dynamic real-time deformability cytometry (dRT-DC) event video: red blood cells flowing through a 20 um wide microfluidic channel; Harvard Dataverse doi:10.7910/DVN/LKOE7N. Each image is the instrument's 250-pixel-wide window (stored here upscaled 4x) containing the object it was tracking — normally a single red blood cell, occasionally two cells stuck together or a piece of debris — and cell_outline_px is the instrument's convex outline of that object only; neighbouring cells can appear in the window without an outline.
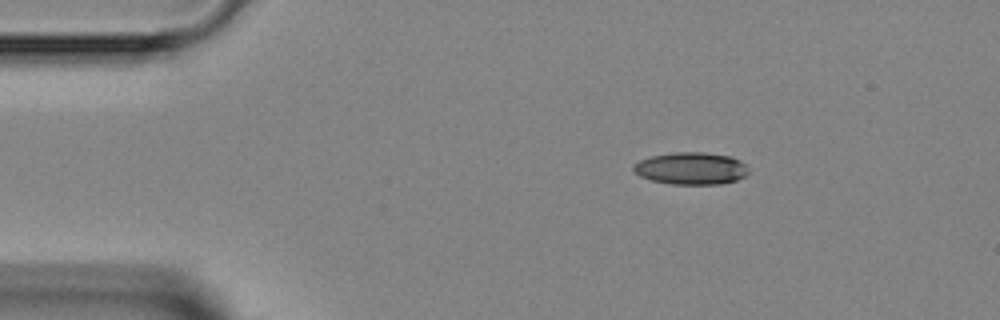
{"species": "Egyptian fruit bat (a non-hibernating species)", "species_latin": "Rousettus aegyptiacus", "temperature_condition": "room temperature", "stored_images_in_passage": 3, "camera_frame_rate_fps": 3000, "um_per_image_px": 0.085, "animal": {"sex": "female"}, "frame": {"image": 1, "passage_image": 1, "time_ms": 0.0, "image_size_px": [1000, 320], "cell_outline_px": [[748, 172], [744, 176], [736, 180], [720, 184], [672, 184], [652, 180], [640, 176], [632, 172], [632, 164], [640, 160], [652, 156], [672, 152], [704, 152], [732, 156], [740, 160], [748, 168]], "centroid_in_image_um": [58.72, 14.3], "position_along_channel_um": 26.3, "area_um2": 21.73}}
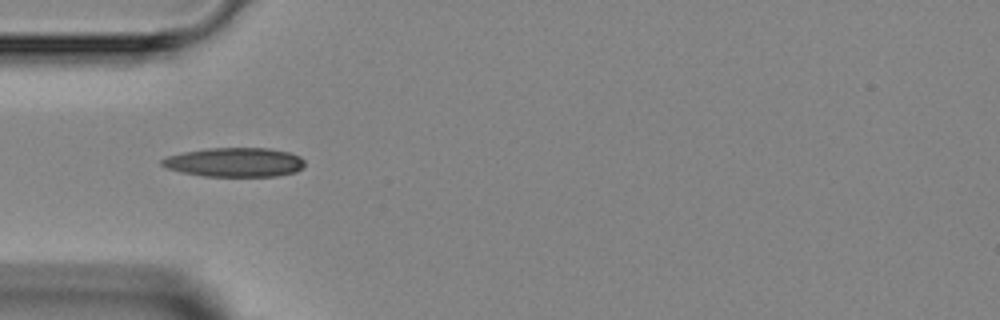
{"frame": {"image": 2, "passage_image": 3, "time_ms": 2.333, "image_size_px": [1000, 320], "cell_outline_px": [[304, 168], [296, 172], [276, 176], [204, 176], [184, 172], [168, 168], [160, 164], [160, 160], [168, 156], [184, 152], [208, 148], [268, 148], [288, 152], [300, 156], [304, 160]], "centroid_in_image_um": [19.99, 13.79], "position_along_channel_um": 65.0, "area_um2": 24.22}}